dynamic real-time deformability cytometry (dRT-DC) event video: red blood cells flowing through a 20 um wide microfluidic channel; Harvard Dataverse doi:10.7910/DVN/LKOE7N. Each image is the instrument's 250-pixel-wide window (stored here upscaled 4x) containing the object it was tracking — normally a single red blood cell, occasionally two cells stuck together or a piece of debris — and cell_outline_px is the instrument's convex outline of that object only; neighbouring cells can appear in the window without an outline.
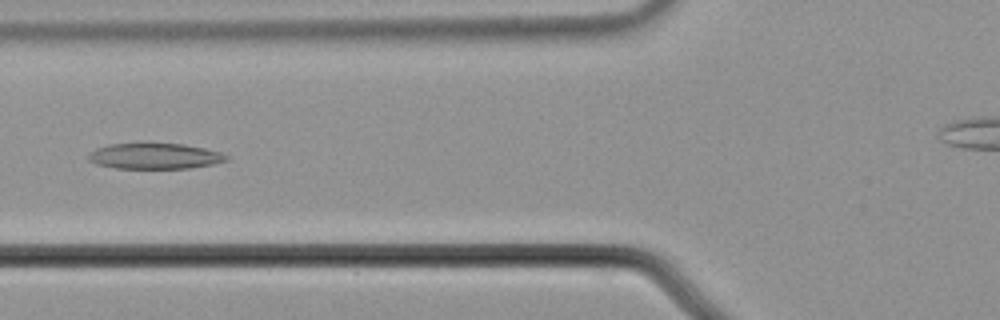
{"species": "common noctule bat (a hibernating species)", "species_latin": "Nyctalus noctula", "temperature_condition": "cold", "stored_images_in_passage": 47, "camera_frame_rate_fps": 3000, "um_per_image_px": 0.085, "animal": {"sex": "male", "body_mass_g": 21.5, "forearm_length_mm": 52.0}, "frame": {"image": 1, "passage_image": 19, "time_ms": 6.0, "image_size_px": [1000, 320], "cell_outline_px": [[228, 160], [212, 164], [188, 168], [116, 168], [96, 164], [88, 160], [88, 156], [96, 148], [108, 144], [184, 144], [204, 148], [220, 152], [228, 156]], "centroid_in_image_um": [13.15, 13.27], "position_along_channel_um": 112.7, "area_um2": 20.4}}
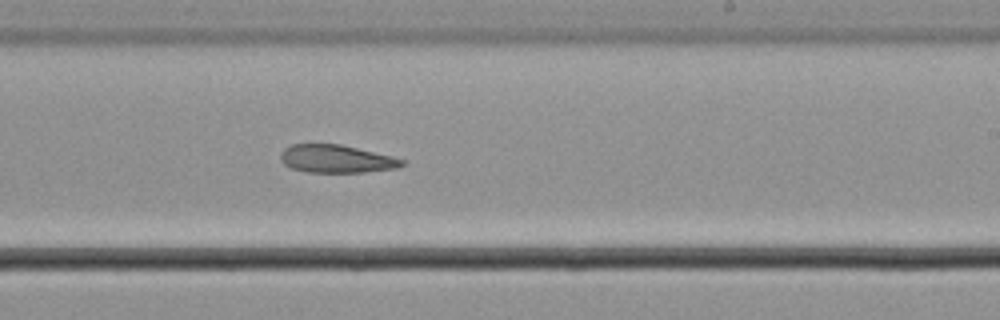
{"frame": {"image": 2, "passage_image": 31, "time_ms": 10.0, "image_size_px": [1000, 320], "cell_outline_px": [[404, 164], [396, 168], [364, 172], [308, 172], [292, 168], [284, 164], [280, 160], [280, 152], [284, 148], [292, 144], [340, 144], [392, 156], [404, 160]], "centroid_in_image_um": [28.56, 13.5], "position_along_channel_um": 260.4, "area_um2": 19.65}}
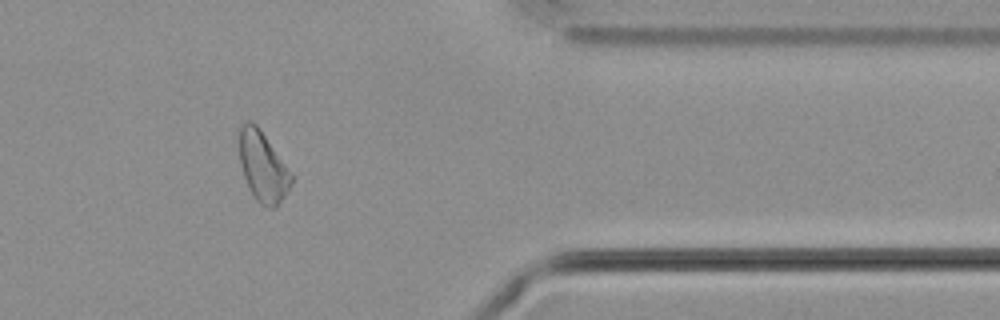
{"frame": {"image": 3, "passage_image": 43, "time_ms": 14.0, "image_size_px": [1000, 320], "cell_outline_px": [[296, 176], [292, 184], [276, 208], [268, 208], [260, 204], [252, 196], [244, 176], [240, 160], [240, 128], [248, 120], [252, 120], [256, 124]], "centroid_in_image_um": [22.4, 14.2], "position_along_channel_um": 389.0, "area_um2": 21.44}}